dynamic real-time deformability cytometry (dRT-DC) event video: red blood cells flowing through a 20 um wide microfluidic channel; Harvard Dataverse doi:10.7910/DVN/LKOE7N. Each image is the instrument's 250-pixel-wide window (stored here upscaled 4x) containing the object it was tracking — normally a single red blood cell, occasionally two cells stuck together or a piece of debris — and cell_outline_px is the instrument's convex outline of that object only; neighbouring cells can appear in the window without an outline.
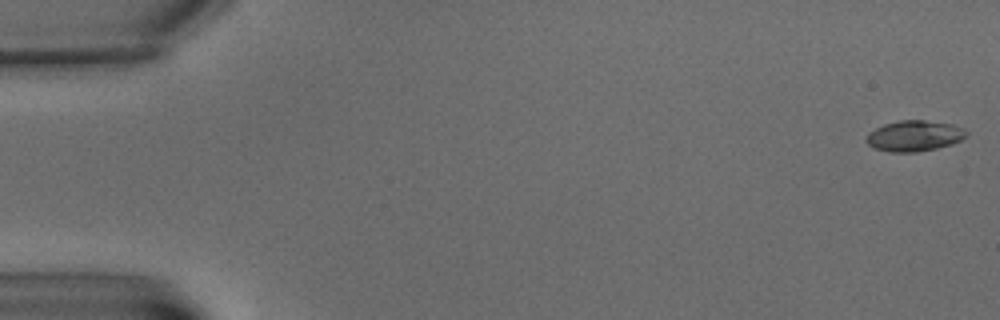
{"species": "common noctule bat (a hibernating species)", "species_latin": "Nyctalus noctula", "temperature_condition": "warm", "stored_images_in_passage": 6, "camera_frame_rate_fps": 3000, "um_per_image_px": 0.085, "animal": {"sex": "male", "body_mass_g": 15.6}, "frame": {"image": 1, "passage_image": 1, "time_ms": 0.0, "image_size_px": [1000, 320], "cell_outline_px": [[968, 136], [952, 144], [936, 148], [916, 152], [888, 152], [876, 148], [868, 144], [864, 140], [868, 132], [884, 124], [900, 120], [924, 120], [952, 124], [964, 128], [968, 132]], "centroid_in_image_um": [77.72, 11.54], "position_along_channel_um": 7.3, "area_um2": 18.03}}
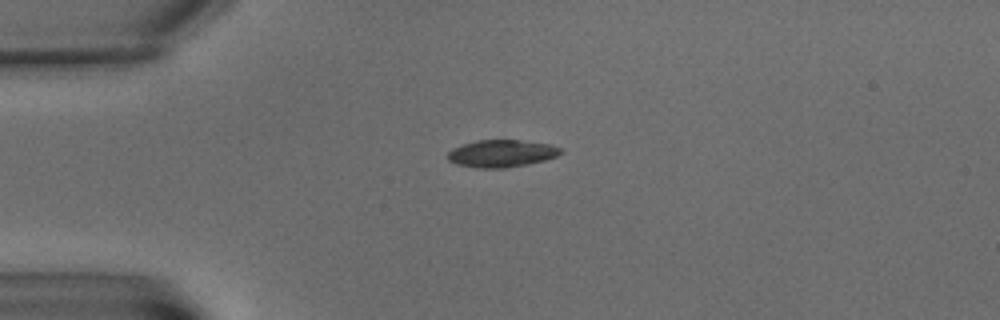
{"frame": {"image": 2, "passage_image": 5, "time_ms": 5.667, "image_size_px": [1000, 320], "cell_outline_px": [[564, 152], [556, 156], [544, 160], [528, 164], [504, 168], [480, 168], [456, 164], [448, 160], [448, 152], [452, 148], [476, 140], [520, 140], [552, 144], [560, 148]], "centroid_in_image_um": [42.65, 13.04], "position_along_channel_um": 42.4, "area_um2": 17.98}}